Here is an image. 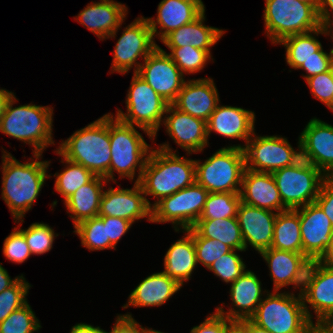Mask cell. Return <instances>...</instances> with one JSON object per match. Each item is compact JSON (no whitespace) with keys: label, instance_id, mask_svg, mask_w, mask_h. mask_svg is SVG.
Returning <instances> with one entry per match:
<instances>
[{"label":"cell","instance_id":"obj_42","mask_svg":"<svg viewBox=\"0 0 333 333\" xmlns=\"http://www.w3.org/2000/svg\"><path fill=\"white\" fill-rule=\"evenodd\" d=\"M192 236L198 264L209 269L221 256L233 249L216 239L201 237L193 228L187 230Z\"/></svg>","mask_w":333,"mask_h":333},{"label":"cell","instance_id":"obj_20","mask_svg":"<svg viewBox=\"0 0 333 333\" xmlns=\"http://www.w3.org/2000/svg\"><path fill=\"white\" fill-rule=\"evenodd\" d=\"M128 7L115 0L91 2L83 8L74 20L87 28L100 40L116 39L118 30L127 19Z\"/></svg>","mask_w":333,"mask_h":333},{"label":"cell","instance_id":"obj_44","mask_svg":"<svg viewBox=\"0 0 333 333\" xmlns=\"http://www.w3.org/2000/svg\"><path fill=\"white\" fill-rule=\"evenodd\" d=\"M2 249L5 258L12 263H24L32 256L24 234L17 227L5 238Z\"/></svg>","mask_w":333,"mask_h":333},{"label":"cell","instance_id":"obj_48","mask_svg":"<svg viewBox=\"0 0 333 333\" xmlns=\"http://www.w3.org/2000/svg\"><path fill=\"white\" fill-rule=\"evenodd\" d=\"M333 68V56H313L306 60L298 69H302L306 74H302L306 80L317 74L330 71Z\"/></svg>","mask_w":333,"mask_h":333},{"label":"cell","instance_id":"obj_37","mask_svg":"<svg viewBox=\"0 0 333 333\" xmlns=\"http://www.w3.org/2000/svg\"><path fill=\"white\" fill-rule=\"evenodd\" d=\"M240 203L241 197L239 193H208L199 219L237 218Z\"/></svg>","mask_w":333,"mask_h":333},{"label":"cell","instance_id":"obj_6","mask_svg":"<svg viewBox=\"0 0 333 333\" xmlns=\"http://www.w3.org/2000/svg\"><path fill=\"white\" fill-rule=\"evenodd\" d=\"M250 320L271 333H309L315 325L305 313L301 293L268 292Z\"/></svg>","mask_w":333,"mask_h":333},{"label":"cell","instance_id":"obj_5","mask_svg":"<svg viewBox=\"0 0 333 333\" xmlns=\"http://www.w3.org/2000/svg\"><path fill=\"white\" fill-rule=\"evenodd\" d=\"M15 94L0 119V132L33 147V154H43L53 140V107L33 103L13 107Z\"/></svg>","mask_w":333,"mask_h":333},{"label":"cell","instance_id":"obj_3","mask_svg":"<svg viewBox=\"0 0 333 333\" xmlns=\"http://www.w3.org/2000/svg\"><path fill=\"white\" fill-rule=\"evenodd\" d=\"M137 128L141 129L154 142V136L149 131L124 123L115 117L113 113L109 112V137L111 146L109 183H118L114 177L115 171L119 175V179L128 178L131 182L133 180H135L134 182L140 181L152 146L145 141L142 133Z\"/></svg>","mask_w":333,"mask_h":333},{"label":"cell","instance_id":"obj_39","mask_svg":"<svg viewBox=\"0 0 333 333\" xmlns=\"http://www.w3.org/2000/svg\"><path fill=\"white\" fill-rule=\"evenodd\" d=\"M25 222L24 218L17 219V228L24 234L32 255H42L51 251L55 237L59 236L49 224L43 222L32 223L28 228H19Z\"/></svg>","mask_w":333,"mask_h":333},{"label":"cell","instance_id":"obj_4","mask_svg":"<svg viewBox=\"0 0 333 333\" xmlns=\"http://www.w3.org/2000/svg\"><path fill=\"white\" fill-rule=\"evenodd\" d=\"M110 147L109 113H106L59 142L56 150L67 160L82 165L109 182Z\"/></svg>","mask_w":333,"mask_h":333},{"label":"cell","instance_id":"obj_31","mask_svg":"<svg viewBox=\"0 0 333 333\" xmlns=\"http://www.w3.org/2000/svg\"><path fill=\"white\" fill-rule=\"evenodd\" d=\"M185 236L176 240L164 256L163 272L175 279L181 286L190 280L198 265L193 236L187 230H180Z\"/></svg>","mask_w":333,"mask_h":333},{"label":"cell","instance_id":"obj_41","mask_svg":"<svg viewBox=\"0 0 333 333\" xmlns=\"http://www.w3.org/2000/svg\"><path fill=\"white\" fill-rule=\"evenodd\" d=\"M32 285L26 281L23 274L10 287L0 293V323L13 311L25 305L29 289Z\"/></svg>","mask_w":333,"mask_h":333},{"label":"cell","instance_id":"obj_40","mask_svg":"<svg viewBox=\"0 0 333 333\" xmlns=\"http://www.w3.org/2000/svg\"><path fill=\"white\" fill-rule=\"evenodd\" d=\"M41 328V323L28 302L0 323V333H34Z\"/></svg>","mask_w":333,"mask_h":333},{"label":"cell","instance_id":"obj_8","mask_svg":"<svg viewBox=\"0 0 333 333\" xmlns=\"http://www.w3.org/2000/svg\"><path fill=\"white\" fill-rule=\"evenodd\" d=\"M244 170V151L236 147H221L204 162L195 159L196 182L209 193H240Z\"/></svg>","mask_w":333,"mask_h":333},{"label":"cell","instance_id":"obj_38","mask_svg":"<svg viewBox=\"0 0 333 333\" xmlns=\"http://www.w3.org/2000/svg\"><path fill=\"white\" fill-rule=\"evenodd\" d=\"M168 49L170 53L167 54L184 75L199 73L209 61L214 62L211 50L197 49L191 45Z\"/></svg>","mask_w":333,"mask_h":333},{"label":"cell","instance_id":"obj_45","mask_svg":"<svg viewBox=\"0 0 333 333\" xmlns=\"http://www.w3.org/2000/svg\"><path fill=\"white\" fill-rule=\"evenodd\" d=\"M312 96L333 112V68L305 80Z\"/></svg>","mask_w":333,"mask_h":333},{"label":"cell","instance_id":"obj_27","mask_svg":"<svg viewBox=\"0 0 333 333\" xmlns=\"http://www.w3.org/2000/svg\"><path fill=\"white\" fill-rule=\"evenodd\" d=\"M241 202L273 212L288 210L282 203L272 173L255 172L245 168L242 176Z\"/></svg>","mask_w":333,"mask_h":333},{"label":"cell","instance_id":"obj_24","mask_svg":"<svg viewBox=\"0 0 333 333\" xmlns=\"http://www.w3.org/2000/svg\"><path fill=\"white\" fill-rule=\"evenodd\" d=\"M219 102L214 80L205 77L186 80L172 105L181 112L207 122Z\"/></svg>","mask_w":333,"mask_h":333},{"label":"cell","instance_id":"obj_51","mask_svg":"<svg viewBox=\"0 0 333 333\" xmlns=\"http://www.w3.org/2000/svg\"><path fill=\"white\" fill-rule=\"evenodd\" d=\"M223 333H247V319H228L223 316Z\"/></svg>","mask_w":333,"mask_h":333},{"label":"cell","instance_id":"obj_16","mask_svg":"<svg viewBox=\"0 0 333 333\" xmlns=\"http://www.w3.org/2000/svg\"><path fill=\"white\" fill-rule=\"evenodd\" d=\"M152 203L145 197L139 182L132 188L104 189L99 206L98 216L119 217L133 223L145 218L151 222Z\"/></svg>","mask_w":333,"mask_h":333},{"label":"cell","instance_id":"obj_13","mask_svg":"<svg viewBox=\"0 0 333 333\" xmlns=\"http://www.w3.org/2000/svg\"><path fill=\"white\" fill-rule=\"evenodd\" d=\"M158 46L154 40L152 30L144 16H138L133 22L124 27L113 50L111 73L125 75L131 68L137 73L141 62L139 57H146Z\"/></svg>","mask_w":333,"mask_h":333},{"label":"cell","instance_id":"obj_52","mask_svg":"<svg viewBox=\"0 0 333 333\" xmlns=\"http://www.w3.org/2000/svg\"><path fill=\"white\" fill-rule=\"evenodd\" d=\"M317 10L321 25H323L325 22L332 20L333 0H319Z\"/></svg>","mask_w":333,"mask_h":333},{"label":"cell","instance_id":"obj_30","mask_svg":"<svg viewBox=\"0 0 333 333\" xmlns=\"http://www.w3.org/2000/svg\"><path fill=\"white\" fill-rule=\"evenodd\" d=\"M108 183L105 178L95 176L64 201L63 204L72 219L73 227L86 219L99 215L101 197L106 185H109Z\"/></svg>","mask_w":333,"mask_h":333},{"label":"cell","instance_id":"obj_26","mask_svg":"<svg viewBox=\"0 0 333 333\" xmlns=\"http://www.w3.org/2000/svg\"><path fill=\"white\" fill-rule=\"evenodd\" d=\"M204 11L202 0H162L158 4L157 17L146 19L154 40L158 37L162 41L172 31L193 22Z\"/></svg>","mask_w":333,"mask_h":333},{"label":"cell","instance_id":"obj_25","mask_svg":"<svg viewBox=\"0 0 333 333\" xmlns=\"http://www.w3.org/2000/svg\"><path fill=\"white\" fill-rule=\"evenodd\" d=\"M230 298L232 300L231 306L224 308V303L216 307V311L228 319H250L262 299L269 291L262 289V283L257 275L251 271L246 270L236 281L230 284Z\"/></svg>","mask_w":333,"mask_h":333},{"label":"cell","instance_id":"obj_21","mask_svg":"<svg viewBox=\"0 0 333 333\" xmlns=\"http://www.w3.org/2000/svg\"><path fill=\"white\" fill-rule=\"evenodd\" d=\"M163 125L168 136L189 156L204 151L209 145L206 122L181 112L172 104L167 107Z\"/></svg>","mask_w":333,"mask_h":333},{"label":"cell","instance_id":"obj_50","mask_svg":"<svg viewBox=\"0 0 333 333\" xmlns=\"http://www.w3.org/2000/svg\"><path fill=\"white\" fill-rule=\"evenodd\" d=\"M190 333H223V315L215 310L199 325L193 326Z\"/></svg>","mask_w":333,"mask_h":333},{"label":"cell","instance_id":"obj_10","mask_svg":"<svg viewBox=\"0 0 333 333\" xmlns=\"http://www.w3.org/2000/svg\"><path fill=\"white\" fill-rule=\"evenodd\" d=\"M280 198L287 209L314 203L326 176L303 158L291 166L272 172Z\"/></svg>","mask_w":333,"mask_h":333},{"label":"cell","instance_id":"obj_12","mask_svg":"<svg viewBox=\"0 0 333 333\" xmlns=\"http://www.w3.org/2000/svg\"><path fill=\"white\" fill-rule=\"evenodd\" d=\"M297 144L295 150L282 135L261 136L254 132L243 148L245 168L255 172L272 173L291 166L301 159L299 137Z\"/></svg>","mask_w":333,"mask_h":333},{"label":"cell","instance_id":"obj_7","mask_svg":"<svg viewBox=\"0 0 333 333\" xmlns=\"http://www.w3.org/2000/svg\"><path fill=\"white\" fill-rule=\"evenodd\" d=\"M265 33L273 45L284 38L320 28L317 8L299 0H265Z\"/></svg>","mask_w":333,"mask_h":333},{"label":"cell","instance_id":"obj_23","mask_svg":"<svg viewBox=\"0 0 333 333\" xmlns=\"http://www.w3.org/2000/svg\"><path fill=\"white\" fill-rule=\"evenodd\" d=\"M236 217L241 229L245 251L248 250L249 245L258 254L271 248L277 212L241 202Z\"/></svg>","mask_w":333,"mask_h":333},{"label":"cell","instance_id":"obj_54","mask_svg":"<svg viewBox=\"0 0 333 333\" xmlns=\"http://www.w3.org/2000/svg\"><path fill=\"white\" fill-rule=\"evenodd\" d=\"M20 276H16L14 279L10 277L8 271L2 266L0 262V293L12 286Z\"/></svg>","mask_w":333,"mask_h":333},{"label":"cell","instance_id":"obj_49","mask_svg":"<svg viewBox=\"0 0 333 333\" xmlns=\"http://www.w3.org/2000/svg\"><path fill=\"white\" fill-rule=\"evenodd\" d=\"M315 202L324 211L333 225V177L325 178Z\"/></svg>","mask_w":333,"mask_h":333},{"label":"cell","instance_id":"obj_15","mask_svg":"<svg viewBox=\"0 0 333 333\" xmlns=\"http://www.w3.org/2000/svg\"><path fill=\"white\" fill-rule=\"evenodd\" d=\"M137 74L169 104L176 100L187 80L159 45L142 61Z\"/></svg>","mask_w":333,"mask_h":333},{"label":"cell","instance_id":"obj_62","mask_svg":"<svg viewBox=\"0 0 333 333\" xmlns=\"http://www.w3.org/2000/svg\"><path fill=\"white\" fill-rule=\"evenodd\" d=\"M155 333H164V332H161V331L156 330Z\"/></svg>","mask_w":333,"mask_h":333},{"label":"cell","instance_id":"obj_60","mask_svg":"<svg viewBox=\"0 0 333 333\" xmlns=\"http://www.w3.org/2000/svg\"><path fill=\"white\" fill-rule=\"evenodd\" d=\"M309 333H328L322 326H315Z\"/></svg>","mask_w":333,"mask_h":333},{"label":"cell","instance_id":"obj_29","mask_svg":"<svg viewBox=\"0 0 333 333\" xmlns=\"http://www.w3.org/2000/svg\"><path fill=\"white\" fill-rule=\"evenodd\" d=\"M205 12L193 22L172 31L160 42L167 48H181L191 45L197 49L211 50L210 48L217 44L226 30L205 25Z\"/></svg>","mask_w":333,"mask_h":333},{"label":"cell","instance_id":"obj_46","mask_svg":"<svg viewBox=\"0 0 333 333\" xmlns=\"http://www.w3.org/2000/svg\"><path fill=\"white\" fill-rule=\"evenodd\" d=\"M103 220L104 226H106L107 239L116 247L119 240L128 232L132 227L133 222L110 216H99Z\"/></svg>","mask_w":333,"mask_h":333},{"label":"cell","instance_id":"obj_35","mask_svg":"<svg viewBox=\"0 0 333 333\" xmlns=\"http://www.w3.org/2000/svg\"><path fill=\"white\" fill-rule=\"evenodd\" d=\"M54 153L61 156L62 160L60 162L65 164V168L60 173L56 172L53 175L56 177L54 189L65 201L78 188L89 183L95 175L82 165L67 160L57 150Z\"/></svg>","mask_w":333,"mask_h":333},{"label":"cell","instance_id":"obj_32","mask_svg":"<svg viewBox=\"0 0 333 333\" xmlns=\"http://www.w3.org/2000/svg\"><path fill=\"white\" fill-rule=\"evenodd\" d=\"M318 35L326 36L323 26L313 31L296 34L284 38L279 45L285 47L286 64L292 69H297L310 57L313 56H333L330 51H324L321 42L316 38Z\"/></svg>","mask_w":333,"mask_h":333},{"label":"cell","instance_id":"obj_36","mask_svg":"<svg viewBox=\"0 0 333 333\" xmlns=\"http://www.w3.org/2000/svg\"><path fill=\"white\" fill-rule=\"evenodd\" d=\"M74 229L73 233L80 238L82 247L89 251L116 250V247L107 239L106 226L99 216L78 223Z\"/></svg>","mask_w":333,"mask_h":333},{"label":"cell","instance_id":"obj_55","mask_svg":"<svg viewBox=\"0 0 333 333\" xmlns=\"http://www.w3.org/2000/svg\"><path fill=\"white\" fill-rule=\"evenodd\" d=\"M15 93L4 88L0 89V119L6 111V107L10 99Z\"/></svg>","mask_w":333,"mask_h":333},{"label":"cell","instance_id":"obj_28","mask_svg":"<svg viewBox=\"0 0 333 333\" xmlns=\"http://www.w3.org/2000/svg\"><path fill=\"white\" fill-rule=\"evenodd\" d=\"M181 288L182 286L175 279L167 276L163 271L152 273L133 289L122 308L162 306Z\"/></svg>","mask_w":333,"mask_h":333},{"label":"cell","instance_id":"obj_34","mask_svg":"<svg viewBox=\"0 0 333 333\" xmlns=\"http://www.w3.org/2000/svg\"><path fill=\"white\" fill-rule=\"evenodd\" d=\"M271 248L303 254L300 219L296 210L277 213Z\"/></svg>","mask_w":333,"mask_h":333},{"label":"cell","instance_id":"obj_2","mask_svg":"<svg viewBox=\"0 0 333 333\" xmlns=\"http://www.w3.org/2000/svg\"><path fill=\"white\" fill-rule=\"evenodd\" d=\"M169 142L152 147L139 181L145 197L162 198L192 185L196 181L195 159L179 156Z\"/></svg>","mask_w":333,"mask_h":333},{"label":"cell","instance_id":"obj_56","mask_svg":"<svg viewBox=\"0 0 333 333\" xmlns=\"http://www.w3.org/2000/svg\"><path fill=\"white\" fill-rule=\"evenodd\" d=\"M320 261L327 265L333 266V234L331 239V245L328 247L326 254Z\"/></svg>","mask_w":333,"mask_h":333},{"label":"cell","instance_id":"obj_19","mask_svg":"<svg viewBox=\"0 0 333 333\" xmlns=\"http://www.w3.org/2000/svg\"><path fill=\"white\" fill-rule=\"evenodd\" d=\"M269 268L273 291L292 285L301 293L310 260L300 253L268 248L259 253Z\"/></svg>","mask_w":333,"mask_h":333},{"label":"cell","instance_id":"obj_61","mask_svg":"<svg viewBox=\"0 0 333 333\" xmlns=\"http://www.w3.org/2000/svg\"><path fill=\"white\" fill-rule=\"evenodd\" d=\"M299 1H302V2H306V3L312 4V5H314L316 8H318L319 0H299Z\"/></svg>","mask_w":333,"mask_h":333},{"label":"cell","instance_id":"obj_17","mask_svg":"<svg viewBox=\"0 0 333 333\" xmlns=\"http://www.w3.org/2000/svg\"><path fill=\"white\" fill-rule=\"evenodd\" d=\"M295 210L299 213L302 252L310 261H320L331 245L333 225L316 202Z\"/></svg>","mask_w":333,"mask_h":333},{"label":"cell","instance_id":"obj_53","mask_svg":"<svg viewBox=\"0 0 333 333\" xmlns=\"http://www.w3.org/2000/svg\"><path fill=\"white\" fill-rule=\"evenodd\" d=\"M69 333H105L104 329L100 326H94L87 323H77L70 329Z\"/></svg>","mask_w":333,"mask_h":333},{"label":"cell","instance_id":"obj_1","mask_svg":"<svg viewBox=\"0 0 333 333\" xmlns=\"http://www.w3.org/2000/svg\"><path fill=\"white\" fill-rule=\"evenodd\" d=\"M1 151V198L13 220L21 219L32 209L46 179L51 178V174H47L51 160L42 161V154H33L29 162L21 163L7 150L2 148Z\"/></svg>","mask_w":333,"mask_h":333},{"label":"cell","instance_id":"obj_57","mask_svg":"<svg viewBox=\"0 0 333 333\" xmlns=\"http://www.w3.org/2000/svg\"><path fill=\"white\" fill-rule=\"evenodd\" d=\"M247 333H271L267 329L259 327L250 319H247Z\"/></svg>","mask_w":333,"mask_h":333},{"label":"cell","instance_id":"obj_33","mask_svg":"<svg viewBox=\"0 0 333 333\" xmlns=\"http://www.w3.org/2000/svg\"><path fill=\"white\" fill-rule=\"evenodd\" d=\"M192 228L201 237L216 239L233 250H244L237 218L198 219Z\"/></svg>","mask_w":333,"mask_h":333},{"label":"cell","instance_id":"obj_22","mask_svg":"<svg viewBox=\"0 0 333 333\" xmlns=\"http://www.w3.org/2000/svg\"><path fill=\"white\" fill-rule=\"evenodd\" d=\"M255 116L252 110L219 103L206 122L208 140L211 133L215 132L226 138L244 141V145L226 146L243 149L255 132Z\"/></svg>","mask_w":333,"mask_h":333},{"label":"cell","instance_id":"obj_58","mask_svg":"<svg viewBox=\"0 0 333 333\" xmlns=\"http://www.w3.org/2000/svg\"><path fill=\"white\" fill-rule=\"evenodd\" d=\"M322 26L325 30L326 35L331 36V39L333 40V19L328 22H325Z\"/></svg>","mask_w":333,"mask_h":333},{"label":"cell","instance_id":"obj_11","mask_svg":"<svg viewBox=\"0 0 333 333\" xmlns=\"http://www.w3.org/2000/svg\"><path fill=\"white\" fill-rule=\"evenodd\" d=\"M208 191L196 181L162 198L151 209V223H172L174 231L191 229L201 217Z\"/></svg>","mask_w":333,"mask_h":333},{"label":"cell","instance_id":"obj_18","mask_svg":"<svg viewBox=\"0 0 333 333\" xmlns=\"http://www.w3.org/2000/svg\"><path fill=\"white\" fill-rule=\"evenodd\" d=\"M301 158L333 177V125L311 118L299 135Z\"/></svg>","mask_w":333,"mask_h":333},{"label":"cell","instance_id":"obj_47","mask_svg":"<svg viewBox=\"0 0 333 333\" xmlns=\"http://www.w3.org/2000/svg\"><path fill=\"white\" fill-rule=\"evenodd\" d=\"M155 329L142 327L133 317L131 313L117 314L115 323L110 332L105 333H155Z\"/></svg>","mask_w":333,"mask_h":333},{"label":"cell","instance_id":"obj_9","mask_svg":"<svg viewBox=\"0 0 333 333\" xmlns=\"http://www.w3.org/2000/svg\"><path fill=\"white\" fill-rule=\"evenodd\" d=\"M125 104L126 112L117 108L114 116L124 123L149 131L155 140L169 103L137 73H133Z\"/></svg>","mask_w":333,"mask_h":333},{"label":"cell","instance_id":"obj_59","mask_svg":"<svg viewBox=\"0 0 333 333\" xmlns=\"http://www.w3.org/2000/svg\"><path fill=\"white\" fill-rule=\"evenodd\" d=\"M322 327L328 332L333 333V316Z\"/></svg>","mask_w":333,"mask_h":333},{"label":"cell","instance_id":"obj_14","mask_svg":"<svg viewBox=\"0 0 333 333\" xmlns=\"http://www.w3.org/2000/svg\"><path fill=\"white\" fill-rule=\"evenodd\" d=\"M301 296L309 320L315 326L324 325L333 316V266L321 261H311L306 271ZM312 310L316 315L315 323Z\"/></svg>","mask_w":333,"mask_h":333},{"label":"cell","instance_id":"obj_43","mask_svg":"<svg viewBox=\"0 0 333 333\" xmlns=\"http://www.w3.org/2000/svg\"><path fill=\"white\" fill-rule=\"evenodd\" d=\"M238 251L245 252V250H232L214 261L208 270L212 271L223 282L233 283L247 270L243 258L237 253Z\"/></svg>","mask_w":333,"mask_h":333}]
</instances>
